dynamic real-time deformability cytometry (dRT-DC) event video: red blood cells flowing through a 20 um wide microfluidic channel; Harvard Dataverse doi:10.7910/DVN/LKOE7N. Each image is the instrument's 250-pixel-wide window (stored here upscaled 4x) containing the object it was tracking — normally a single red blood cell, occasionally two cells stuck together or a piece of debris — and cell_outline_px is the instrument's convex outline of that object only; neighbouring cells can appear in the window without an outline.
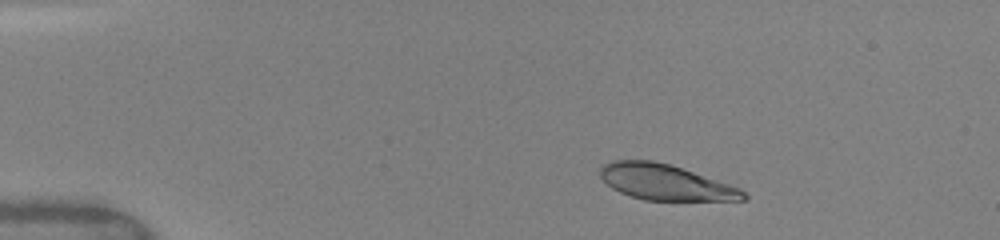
{"species": "human", "species_latin": "Homo sapiens", "temperature_condition": "warm", "stored_images_in_passage": 42, "camera_frame_rate_fps": 3000, "um_per_image_px": 0.085, "donor": {"sex": "female"}, "frame": {"image": 1, "passage_image": 5, "time_ms": 1.667, "image_size_px": [1000, 240], "cell_outline_px": [[748, 200], [644, 200], [620, 192], [612, 188], [600, 176], [600, 164], [612, 160], [652, 160], [668, 164], [740, 188], [748, 196]], "centroid_in_image_um": [56.52, 15.49], "position_along_channel_um": 28.5, "area_um2": 29.36}}
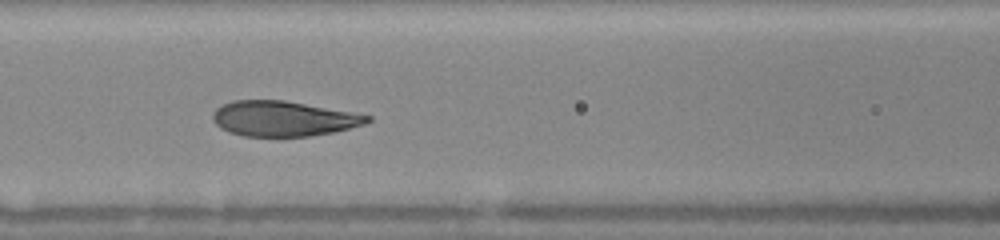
{"frame": {"image": 2, "passage_image": 18, "time_ms": 6.333, "image_size_px": [1000, 240], "cell_outline_px": [[372, 120], [364, 124], [332, 132], [308, 136], [244, 136], [228, 132], [220, 128], [212, 120], [212, 112], [216, 108], [232, 100], [284, 100], [372, 116]], "centroid_in_image_um": [24.03, 10.08], "position_along_channel_um": 142.6, "area_um2": 31.5}}
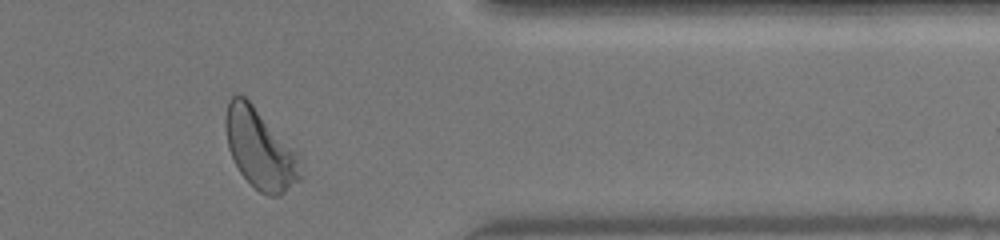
{"frame": {"image": 3, "passage_image": 36, "time_ms": 12.667, "image_size_px": [1000, 240], "cell_outline_px": [[300, 180], [280, 196], [268, 196], [260, 192], [240, 172], [228, 148], [224, 128], [224, 120], [228, 100], [236, 92], [244, 96], [300, 152]], "centroid_in_image_um": [22.12, 12.63], "position_along_channel_um": 389.3, "area_um2": 35.2}, "authors_computed_cell_mechanics": {"area_um2": 32.6281, "velocity_mm_per_s": 4.0702, "shape_relaxation_time_tau1_ms": 3.0716, "shape_relaxation_time_tau2_ms": null, "deformation_change_tau1": 0.181, "deformation_change_tau2": null}}